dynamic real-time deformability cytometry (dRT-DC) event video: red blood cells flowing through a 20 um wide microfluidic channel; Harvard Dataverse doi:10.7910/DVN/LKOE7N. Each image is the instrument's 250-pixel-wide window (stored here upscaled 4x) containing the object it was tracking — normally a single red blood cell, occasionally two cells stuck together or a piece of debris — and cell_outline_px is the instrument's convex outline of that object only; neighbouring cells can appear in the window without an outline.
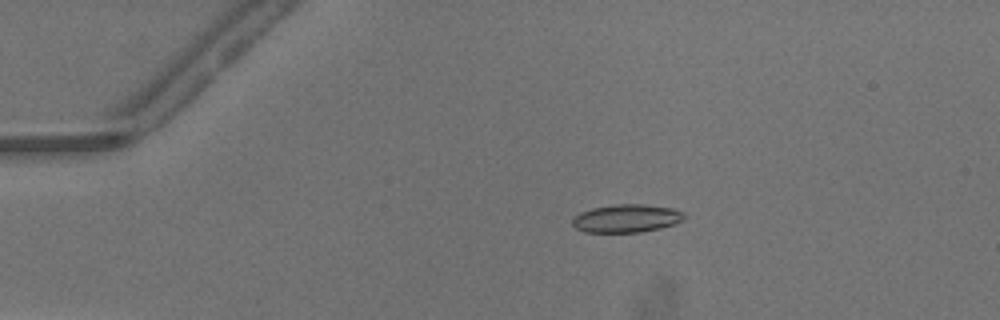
{"species": "common noctule bat (a hibernating species)", "species_latin": "Nyctalus noctula", "temperature_condition": "warm", "stored_images_in_passage": 51, "camera_frame_rate_fps": 3000, "um_per_image_px": 0.085, "animal": {"sex": "male", "body_mass_g": 13.3}, "frame": {"image": 1, "passage_image": 11, "time_ms": 3.333, "image_size_px": [1000, 320], "cell_outline_px": [[684, 216], [676, 224], [660, 228], [640, 232], [584, 232], [576, 228], [572, 224], [572, 220], [580, 212], [592, 208], [616, 204], [640, 204], [672, 208], [684, 212]], "centroid_in_image_um": [53.24, 18.56], "position_along_channel_um": 31.8, "area_um2": 18.15}}
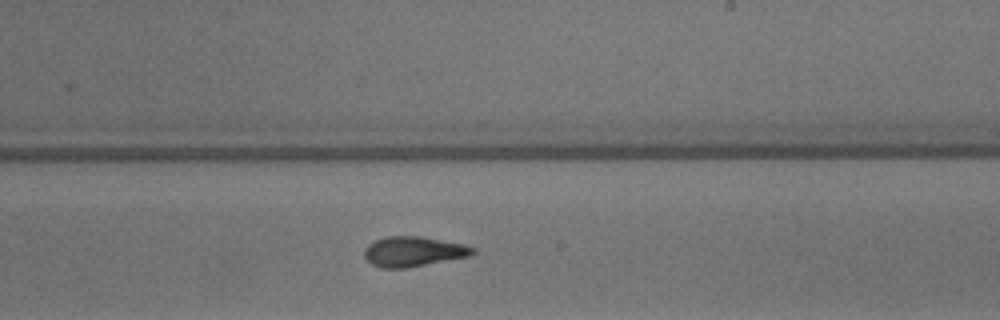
{"frame": {"image": 2, "passage_image": 31, "time_ms": 10.0, "image_size_px": [1000, 320], "cell_outline_px": [[476, 252], [472, 256], [408, 268], [380, 268], [372, 264], [364, 256], [364, 252], [368, 244], [384, 236], [420, 236], [464, 244], [476, 248]], "centroid_in_image_um": [35.18, 21.38], "position_along_channel_um": 253.8, "area_um2": 19.19}}
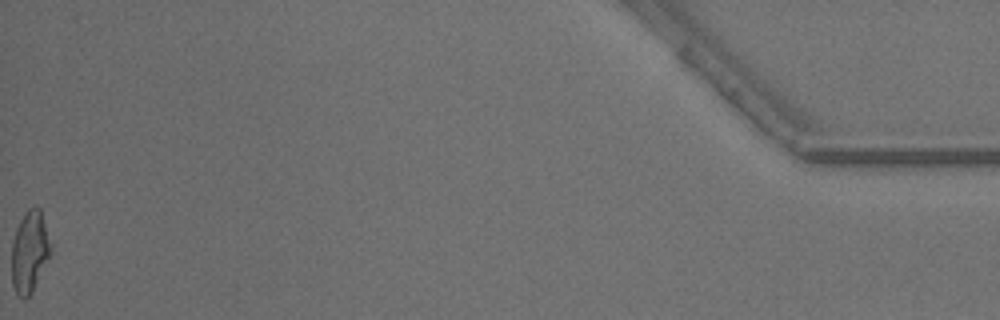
{"frame": {"image": 3, "passage_image": 51, "time_ms": 16.667, "image_size_px": [1000, 320], "cell_outline_px": [[52, 252], [32, 292], [24, 300], [16, 296], [12, 284], [12, 244], [20, 220], [24, 212], [32, 204], [36, 204], [40, 208], [52, 244]], "centroid_in_image_um": [2.53, 21.38], "position_along_channel_um": 432.7, "area_um2": 18.9}, "authors_computed_cell_mechanics": {"area_um2": 18.785, "velocity_mm_per_s": 4.2079, "shape_relaxation_time_tau1_ms": 8.764, "shape_relaxation_time_tau2_ms": 1.7987, "deformation_change_tau1": 0.2362, "deformation_change_tau2": 0.1022}}